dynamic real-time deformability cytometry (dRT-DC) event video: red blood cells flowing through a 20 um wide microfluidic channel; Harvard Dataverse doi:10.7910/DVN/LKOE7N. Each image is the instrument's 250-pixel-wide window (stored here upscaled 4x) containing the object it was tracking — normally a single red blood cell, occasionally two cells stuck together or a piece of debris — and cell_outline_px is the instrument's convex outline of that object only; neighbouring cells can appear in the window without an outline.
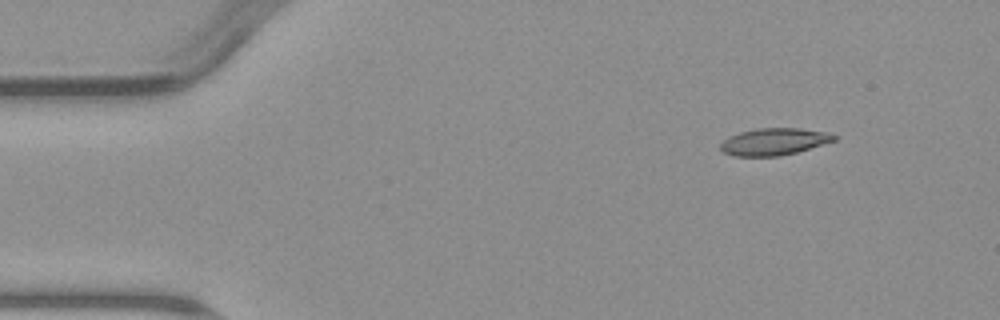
{"species": "common noctule bat (a hibernating species)", "species_latin": "Nyctalus noctula", "temperature_condition": "warm", "stored_images_in_passage": 4, "camera_frame_rate_fps": 3000, "um_per_image_px": 0.085, "animal": {"sex": "male", "body_mass_g": 23.1, "forearm_length_mm": 52.7}, "frame": {"image": 1, "passage_image": 4, "time_ms": 3.333, "image_size_px": [1000, 320], "cell_outline_px": [[836, 140], [796, 152], [780, 156], [736, 156], [724, 152], [720, 148], [720, 144], [728, 136], [740, 132], [756, 128], [800, 128], [828, 132], [836, 136]], "centroid_in_image_um": [65.78, 12.03], "position_along_channel_um": 19.2, "area_um2": 17.8}}